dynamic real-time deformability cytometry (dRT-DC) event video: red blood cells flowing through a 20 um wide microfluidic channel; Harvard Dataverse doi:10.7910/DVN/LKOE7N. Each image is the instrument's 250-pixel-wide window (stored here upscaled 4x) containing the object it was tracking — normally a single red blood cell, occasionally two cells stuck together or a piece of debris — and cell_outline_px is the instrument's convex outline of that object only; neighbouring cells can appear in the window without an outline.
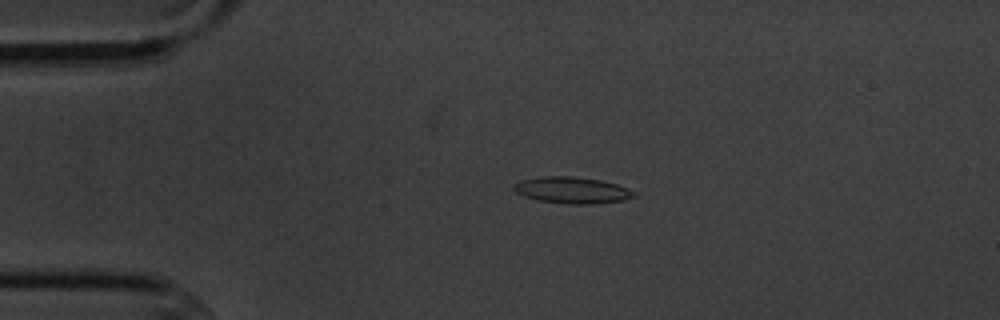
{"species": "common noctule bat (a hibernating species)", "species_latin": "Nyctalus noctula", "temperature_condition": "cold", "stored_images_in_passage": 4, "camera_frame_rate_fps": 3000, "um_per_image_px": 0.085, "animal": {"sex": "male", "body_mass_g": 20.1, "forearm_length_mm": 53.5}, "frame": {"image": 1, "passage_image": 3, "time_ms": 3.0, "image_size_px": [1000, 320], "cell_outline_px": [[636, 196], [624, 200], [596, 204], [568, 204], [540, 200], [524, 196], [516, 192], [512, 188], [520, 180], [544, 176], [568, 176], [600, 180], [616, 184], [628, 188], [636, 192]], "centroid_in_image_um": [48.66, 16.17], "position_along_channel_um": 36.3, "area_um2": 18.44}}